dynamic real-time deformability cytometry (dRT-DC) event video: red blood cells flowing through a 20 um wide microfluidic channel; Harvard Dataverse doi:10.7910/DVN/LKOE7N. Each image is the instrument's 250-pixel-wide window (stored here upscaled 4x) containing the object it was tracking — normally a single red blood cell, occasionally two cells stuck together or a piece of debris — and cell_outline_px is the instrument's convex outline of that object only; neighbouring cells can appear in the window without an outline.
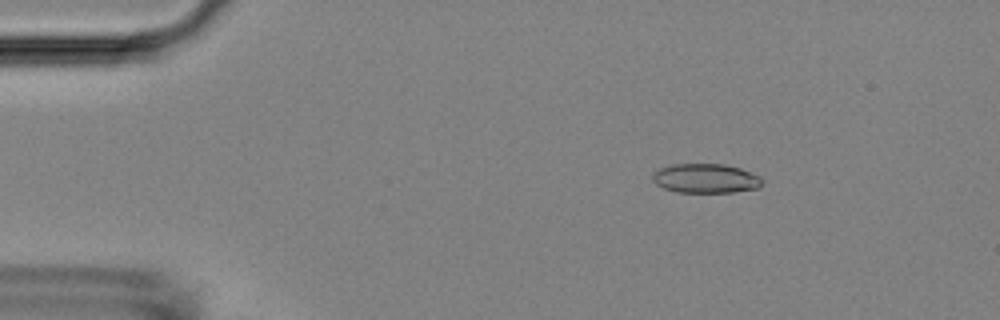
{"species": "Egyptian fruit bat (a non-hibernating species)", "species_latin": "Rousettus aegyptiacus", "temperature_condition": "room temperature", "stored_images_in_passage": 53, "camera_frame_rate_fps": 3000, "um_per_image_px": 0.085, "animal": {"sex": "female"}, "frame": {"image": 1, "passage_image": 8, "time_ms": 2.333, "image_size_px": [1000, 320], "cell_outline_px": [[760, 184], [756, 188], [732, 192], [676, 192], [664, 188], [656, 184], [652, 180], [652, 176], [660, 168], [672, 164], [724, 164], [740, 168], [760, 176]], "centroid_in_image_um": [59.94, 15.16], "position_along_channel_um": 25.1, "area_um2": 18.5}}
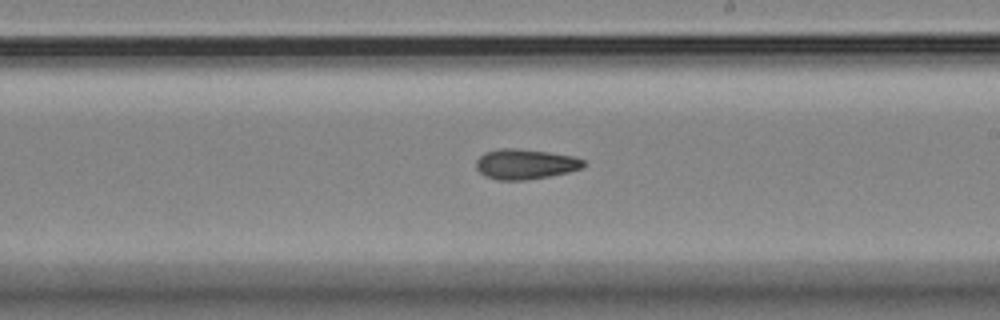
{"frame": {"image": 2, "passage_image": 31, "time_ms": 10.0, "image_size_px": [1000, 320], "cell_outline_px": [[584, 168], [568, 172], [548, 176], [524, 180], [496, 180], [484, 176], [476, 168], [476, 160], [484, 152], [500, 148], [512, 148], [548, 152], [572, 156], [584, 160]], "centroid_in_image_um": [44.61, 13.95], "position_along_channel_um": 244.4, "area_um2": 18.84}}
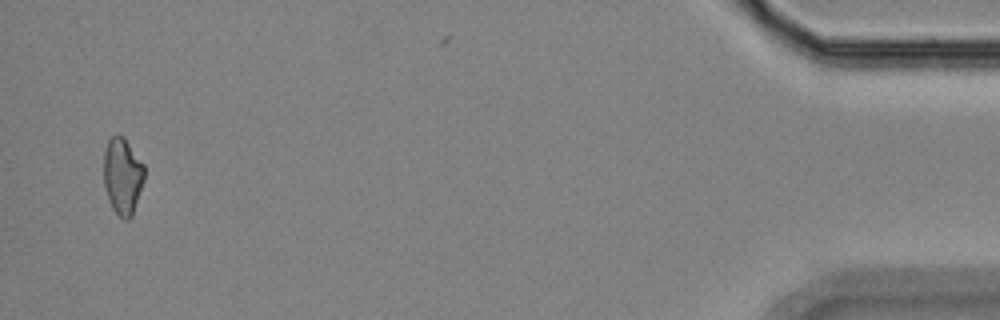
{"frame": {"image": 3, "passage_image": 52, "time_ms": 17.0, "image_size_px": [1000, 320], "cell_outline_px": [[144, 180], [132, 216], [128, 220], [124, 220], [112, 208], [108, 200], [104, 188], [104, 152], [108, 140], [112, 136], [124, 136], [144, 164]], "centroid_in_image_um": [10.42, 14.97], "position_along_channel_um": 424.8, "area_um2": 18.21}, "authors_computed_cell_mechanics": {"area_um2": 18.7272, "velocity_mm_per_s": 3.7267, "shape_relaxation_time_tau1_ms": 5.4933, "shape_relaxation_time_tau2_ms": 4.5452, "deformation_change_tau1": 0.1348, "deformation_change_tau2": 0.1238}}